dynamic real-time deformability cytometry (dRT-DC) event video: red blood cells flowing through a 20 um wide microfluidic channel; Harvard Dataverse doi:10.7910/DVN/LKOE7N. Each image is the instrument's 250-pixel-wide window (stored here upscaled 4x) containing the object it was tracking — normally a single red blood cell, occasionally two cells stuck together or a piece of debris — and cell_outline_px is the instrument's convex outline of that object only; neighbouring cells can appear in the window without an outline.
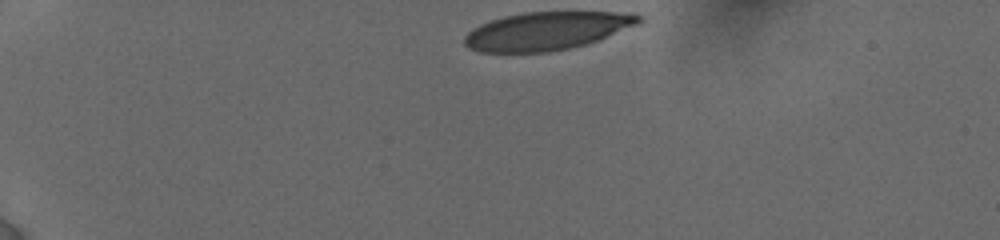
{"species": "human", "species_latin": "Homo sapiens", "temperature_condition": "cold", "stored_images_in_passage": 26, "camera_frame_rate_fps": 3000, "um_per_image_px": 0.085, "donor": {"sex": "female"}, "frame": {"image": 1, "passage_image": 1, "time_ms": 0.0, "image_size_px": [1000, 240], "cell_outline_px": [[644, 20], [640, 24], [588, 44], [548, 52], [480, 52], [468, 48], [464, 44], [464, 36], [472, 28], [480, 24], [504, 16], [524, 12], [632, 12], [644, 16]], "centroid_in_image_um": [46.53, 2.62], "position_along_channel_um": 38.5, "area_um2": 39.07}}
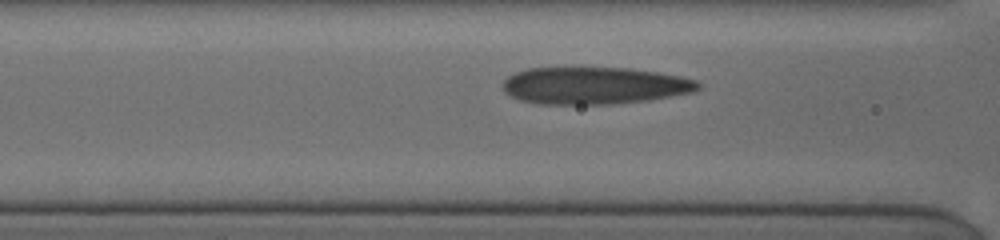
{"frame": {"image": 2, "passage_image": 14, "time_ms": 4.0, "image_size_px": [1000, 240], "cell_outline_px": [[700, 88], [696, 92], [648, 100], [612, 104], [540, 104], [520, 100], [504, 92], [504, 80], [508, 76], [516, 72], [528, 68], [572, 64], [628, 68], [656, 72], [680, 76], [696, 80], [700, 84]], "centroid_in_image_um": [50.5, 7.23], "position_along_channel_um": 116.1, "area_um2": 43.7}}
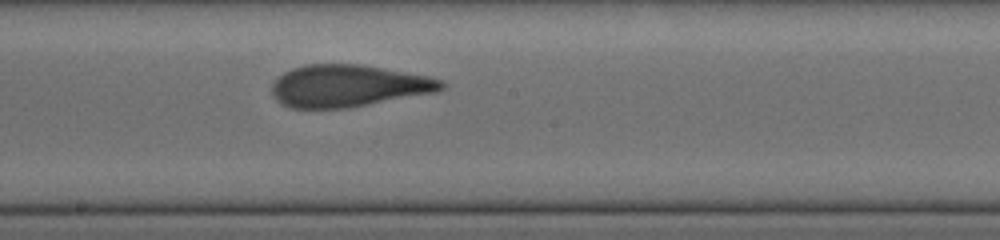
{"frame": {"image": 3, "passage_image": 26, "time_ms": 6.667, "image_size_px": [1000, 240], "cell_outline_px": [[448, 84], [444, 88], [436, 92], [348, 108], [292, 108], [280, 104], [272, 96], [272, 84], [284, 72], [292, 68], [304, 64], [360, 64], [428, 76], [444, 80]], "centroid_in_image_um": [29.61, 7.3], "position_along_channel_um": 218.6, "area_um2": 41.73}}